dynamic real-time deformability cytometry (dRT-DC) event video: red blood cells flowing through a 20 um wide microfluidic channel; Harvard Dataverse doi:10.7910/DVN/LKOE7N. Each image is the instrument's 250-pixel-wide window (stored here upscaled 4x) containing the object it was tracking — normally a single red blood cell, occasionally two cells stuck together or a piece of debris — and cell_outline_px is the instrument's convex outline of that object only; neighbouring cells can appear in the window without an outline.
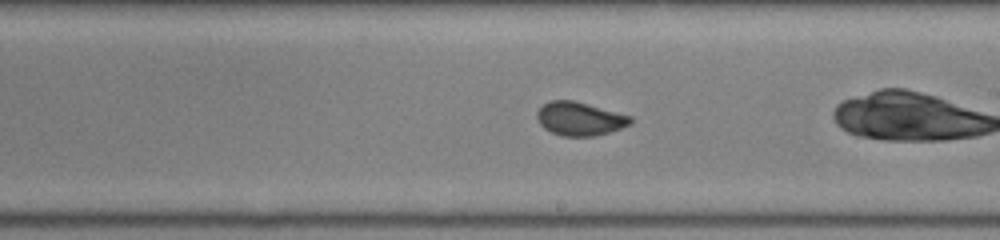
{"species": "common noctule bat (a hibernating species)", "species_latin": "Nyctalus noctula", "temperature_condition": "room temperature", "stored_images_in_passage": 38, "camera_frame_rate_fps": 3000, "um_per_image_px": 0.085, "animal": {"sex": "female", "body_mass_g": 22.0, "forearm_length_mm": 56.7}, "frame": {"image": 1, "passage_image": 17, "time_ms": 5.333, "image_size_px": [1000, 240], "cell_outline_px": [[632, 124], [596, 136], [560, 136], [544, 128], [540, 124], [536, 116], [536, 112], [544, 104], [552, 100], [572, 100], [588, 104], [632, 116]], "centroid_in_image_um": [49.28, 10.1], "position_along_channel_um": 239.7, "area_um2": 18.21}}